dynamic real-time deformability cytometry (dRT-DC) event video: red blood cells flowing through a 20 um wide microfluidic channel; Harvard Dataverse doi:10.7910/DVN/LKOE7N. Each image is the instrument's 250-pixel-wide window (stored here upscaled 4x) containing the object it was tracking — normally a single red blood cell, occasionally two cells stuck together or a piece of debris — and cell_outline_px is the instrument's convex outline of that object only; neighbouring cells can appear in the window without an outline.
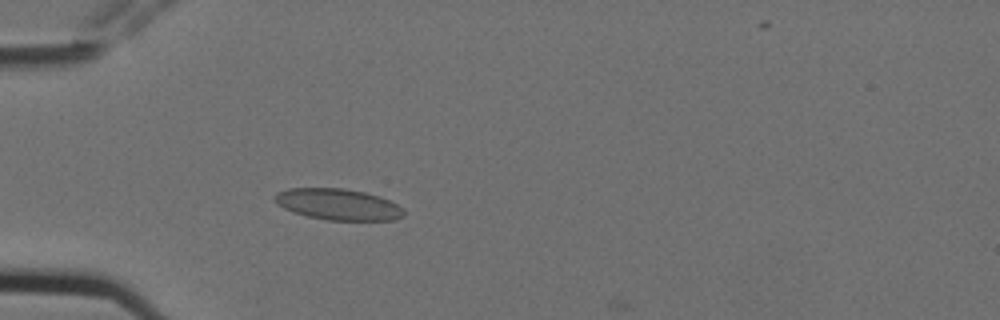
{"species": "Egyptian fruit bat (a non-hibernating species)", "species_latin": "Rousettus aegyptiacus", "temperature_condition": "cold", "stored_images_in_passage": 4, "camera_frame_rate_fps": 3000, "um_per_image_px": 0.085, "animal": {"sex": "female"}, "frame": {"image": 1, "passage_image": 3, "time_ms": 0.667, "image_size_px": [1000, 320], "cell_outline_px": [[404, 216], [396, 220], [328, 220], [308, 216], [292, 212], [284, 208], [272, 196], [276, 192], [288, 188], [344, 188], [364, 192], [380, 196], [396, 204], [404, 212]], "centroid_in_image_um": [28.73, 17.36], "position_along_channel_um": 56.3, "area_um2": 23.41}}